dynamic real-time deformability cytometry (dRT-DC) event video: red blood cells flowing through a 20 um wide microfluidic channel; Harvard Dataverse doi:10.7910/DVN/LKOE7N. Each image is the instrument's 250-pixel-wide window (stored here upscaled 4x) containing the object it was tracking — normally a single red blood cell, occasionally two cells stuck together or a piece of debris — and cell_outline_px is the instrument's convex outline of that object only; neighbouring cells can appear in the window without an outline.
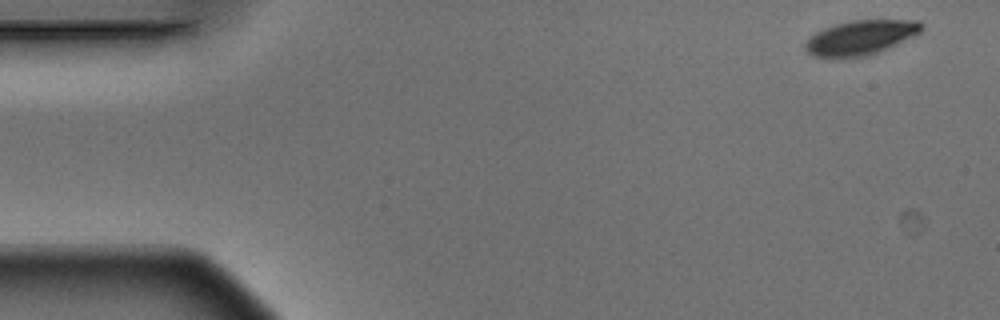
{"species": "Egyptian fruit bat (a non-hibernating species)", "species_latin": "Rousettus aegyptiacus", "temperature_condition": "warm", "stored_images_in_passage": 4, "camera_frame_rate_fps": 3000, "um_per_image_px": 0.085, "animal": {"sex": "male"}, "frame": {"image": 1, "passage_image": 1, "time_ms": 0.0, "image_size_px": [1000, 320], "cell_outline_px": [[924, 28], [920, 32], [896, 44], [868, 56], [812, 56], [804, 48], [804, 44], [808, 36], [824, 28], [836, 24], [852, 20], [920, 20], [924, 24]], "centroid_in_image_um": [73.15, 3.16], "position_along_channel_um": 11.8, "area_um2": 23.12}}
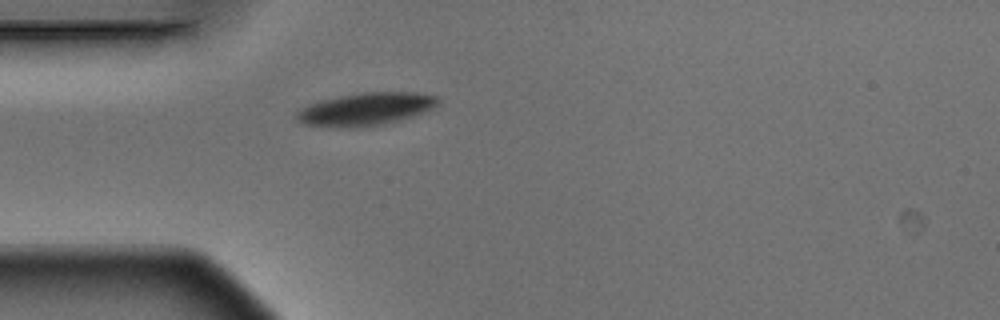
{"frame": {"image": 2, "passage_image": 4, "time_ms": 1.0, "image_size_px": [1000, 320], "cell_outline_px": [[440, 104], [436, 108], [400, 120], [380, 124], [356, 128], [328, 128], [304, 124], [296, 120], [296, 112], [300, 108], [308, 104], [320, 100], [340, 96], [364, 92], [416, 92], [440, 96]], "centroid_in_image_um": [31.09, 9.28], "position_along_channel_um": 53.9, "area_um2": 27.51}}